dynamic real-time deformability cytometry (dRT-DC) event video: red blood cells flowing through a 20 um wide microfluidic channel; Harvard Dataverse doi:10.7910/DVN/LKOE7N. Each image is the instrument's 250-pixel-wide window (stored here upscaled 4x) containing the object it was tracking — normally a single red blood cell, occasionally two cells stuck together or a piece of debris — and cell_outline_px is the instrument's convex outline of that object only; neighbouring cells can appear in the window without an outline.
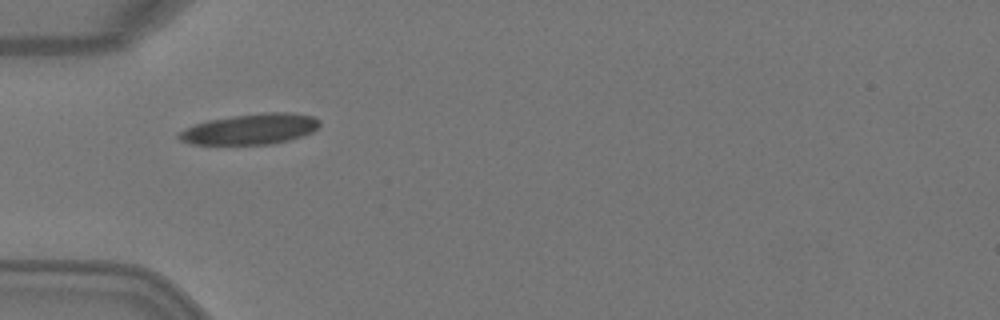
{"species": "Egyptian fruit bat (a non-hibernating species)", "species_latin": "Rousettus aegyptiacus", "temperature_condition": "warm", "stored_images_in_passage": 3, "camera_frame_rate_fps": 3000, "um_per_image_px": 0.085, "animal": {"sex": "female"}, "frame": {"image": 1, "passage_image": 1, "time_ms": 0.0, "image_size_px": [1000, 320], "cell_outline_px": [[320, 124], [312, 132], [288, 140], [268, 144], [192, 144], [180, 140], [176, 136], [176, 132], [184, 128], [208, 120], [232, 116], [264, 112], [288, 112], [312, 116], [320, 120]], "centroid_in_image_um": [21.24, 10.96], "position_along_channel_um": 63.8, "area_um2": 25.03}}